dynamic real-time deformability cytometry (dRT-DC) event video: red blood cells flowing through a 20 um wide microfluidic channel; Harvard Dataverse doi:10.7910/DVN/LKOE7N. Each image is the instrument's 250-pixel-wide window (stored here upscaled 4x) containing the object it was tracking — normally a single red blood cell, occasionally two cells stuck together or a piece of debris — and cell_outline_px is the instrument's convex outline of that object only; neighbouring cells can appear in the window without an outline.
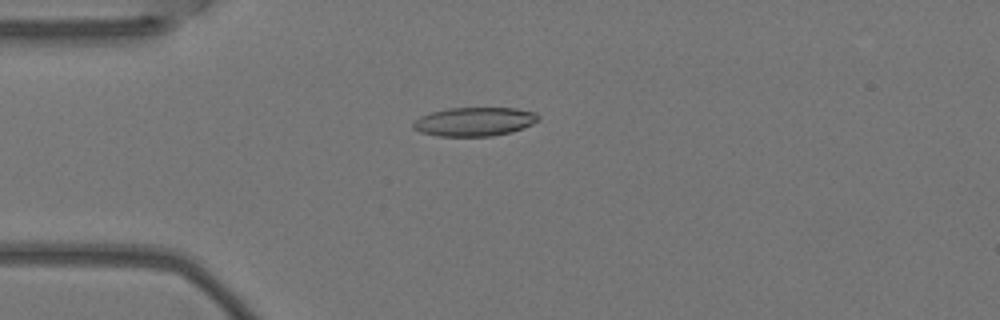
{"species": "Egyptian fruit bat (a non-hibernating species)", "species_latin": "Rousettus aegyptiacus", "temperature_condition": "warm", "stored_images_in_passage": 6, "camera_frame_rate_fps": 3000, "um_per_image_px": 0.085, "animal": {"sex": "female"}, "frame": {"image": 1, "passage_image": 4, "time_ms": 1.0, "image_size_px": [1000, 320], "cell_outline_px": [[540, 120], [532, 124], [512, 132], [492, 136], [440, 136], [420, 132], [412, 128], [412, 124], [420, 116], [432, 112], [448, 108], [516, 108], [536, 112], [540, 116]], "centroid_in_image_um": [40.36, 10.34], "position_along_channel_um": 44.6, "area_um2": 21.1}}
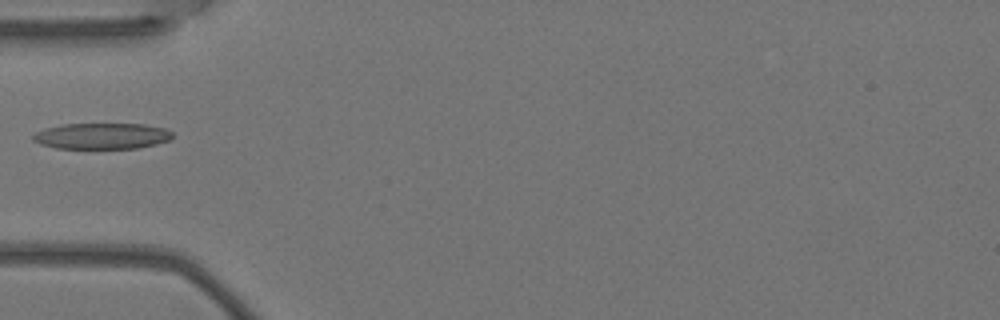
{"frame": {"image": 2, "passage_image": 5, "time_ms": 1.333, "image_size_px": [1000, 320], "cell_outline_px": [[172, 140], [156, 144], [136, 148], [56, 148], [40, 144], [32, 140], [32, 136], [36, 132], [44, 128], [64, 124], [144, 124], [164, 128], [172, 132]], "centroid_in_image_um": [8.65, 11.56], "position_along_channel_um": 76.3, "area_um2": 21.15}}
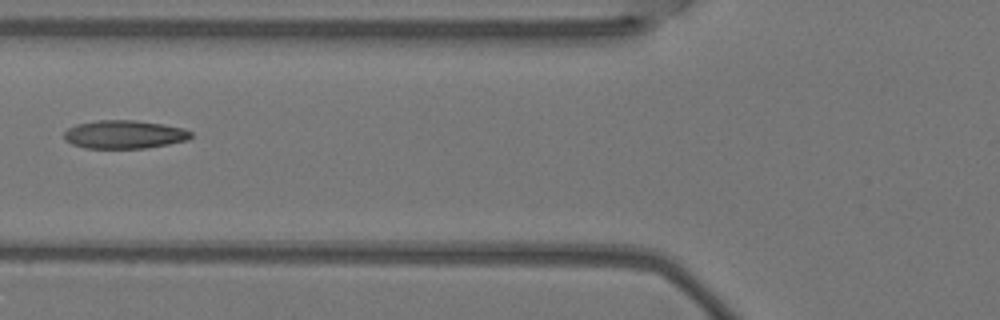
{"frame": {"image": 3, "passage_image": 6, "time_ms": 1.667, "image_size_px": [1000, 320], "cell_outline_px": [[192, 136], [188, 140], [168, 144], [144, 148], [84, 148], [72, 144], [64, 140], [64, 132], [68, 128], [76, 124], [96, 120], [136, 120], [164, 124], [184, 128], [192, 132]], "centroid_in_image_um": [10.56, 11.42], "position_along_channel_um": 115.2, "area_um2": 21.1}}